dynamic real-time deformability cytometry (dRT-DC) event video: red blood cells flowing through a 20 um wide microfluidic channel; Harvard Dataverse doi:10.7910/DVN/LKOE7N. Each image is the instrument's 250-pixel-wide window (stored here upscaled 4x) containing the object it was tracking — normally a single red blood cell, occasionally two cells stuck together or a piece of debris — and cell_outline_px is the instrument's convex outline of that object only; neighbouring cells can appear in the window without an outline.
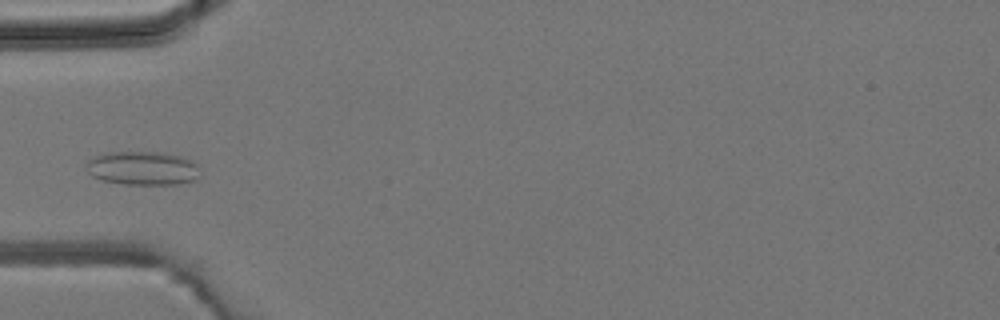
{"species": "common noctule bat (a hibernating species)", "species_latin": "Nyctalus noctula", "temperature_condition": "room temperature", "stored_images_in_passage": 4, "camera_frame_rate_fps": 3000, "um_per_image_px": 0.085, "animal": {"sex": "male", "body_mass_g": 19.2, "forearm_length_mm": 51.8}, "frame": {"image": 1, "passage_image": 3, "time_ms": 2.333, "image_size_px": [1000, 320], "cell_outline_px": [[200, 176], [196, 180], [180, 184], [124, 184], [100, 180], [92, 176], [88, 172], [88, 160], [96, 156], [108, 152], [156, 152], [180, 156], [196, 164]], "centroid_in_image_um": [12.13, 14.31], "position_along_channel_um": 72.9, "area_um2": 22.2}}